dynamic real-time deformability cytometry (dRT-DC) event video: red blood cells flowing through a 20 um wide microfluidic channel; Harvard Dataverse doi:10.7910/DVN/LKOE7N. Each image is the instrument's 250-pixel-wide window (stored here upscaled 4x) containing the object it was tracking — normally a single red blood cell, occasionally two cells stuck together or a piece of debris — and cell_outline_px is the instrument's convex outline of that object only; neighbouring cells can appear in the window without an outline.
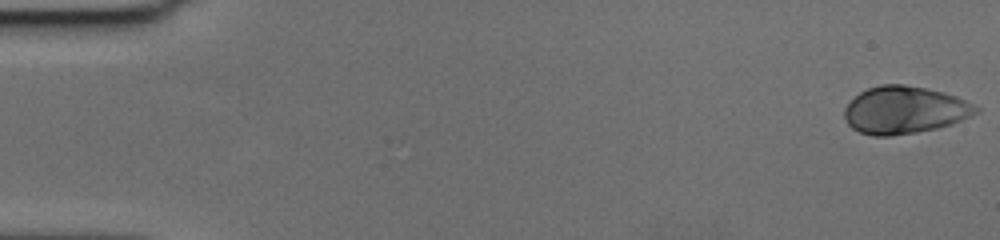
{"species": "human", "species_latin": "Homo sapiens", "temperature_condition": "cold", "stored_images_in_passage": 58, "camera_frame_rate_fps": 3000, "um_per_image_px": 0.085, "donor": {"sex": "female"}, "frame": {"image": 1, "passage_image": 1, "time_ms": 0.0, "image_size_px": [1000, 240], "cell_outline_px": [[980, 112], [952, 124], [936, 128], [916, 132], [892, 136], [872, 136], [860, 132], [852, 128], [848, 124], [844, 116], [844, 108], [860, 92], [868, 88], [880, 84], [904, 84], [944, 92], [956, 96], [980, 108]], "centroid_in_image_um": [76.88, 9.35], "position_along_channel_um": 8.1, "area_um2": 36.3}}
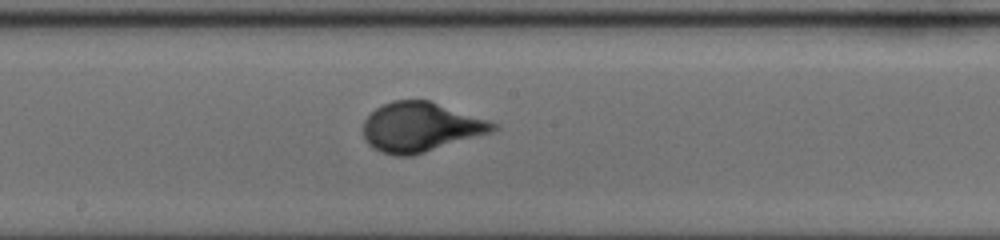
{"frame": {"image": 2, "passage_image": 32, "time_ms": 10.333, "image_size_px": [1000, 240], "cell_outline_px": [[500, 128], [492, 132], [412, 156], [396, 156], [380, 152], [372, 148], [364, 140], [364, 120], [376, 108], [392, 100], [428, 100], [500, 124]], "centroid_in_image_um": [35.75, 10.81], "position_along_channel_um": 212.5, "area_um2": 37.4}}
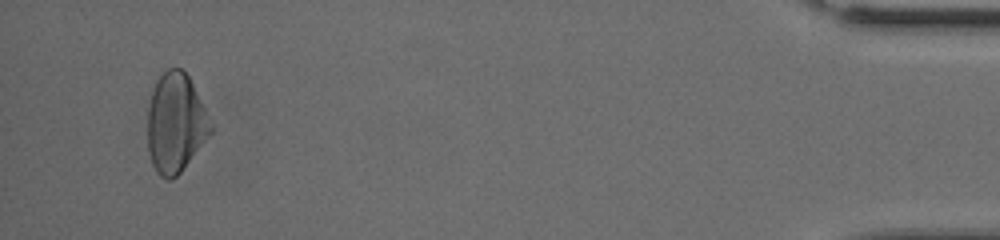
{"frame": {"image": 3, "passage_image": 56, "time_ms": 18.333, "image_size_px": [1000, 240], "cell_outline_px": [[216, 128], [180, 172], [172, 180], [168, 180], [160, 176], [156, 172], [152, 164], [148, 152], [148, 108], [152, 92], [156, 80], [168, 68], [180, 68], [188, 76]], "centroid_in_image_um": [14.94, 10.48], "position_along_channel_um": 420.3, "area_um2": 36.65}, "authors_computed_cell_mechanics": {"area_um2": 35.6626, "velocity_mm_per_s": 3.5547, "shape_relaxation_time_tau1_ms": 3.4719, "shape_relaxation_time_tau2_ms": null, "deformation_change_tau1": 0.1825, "deformation_change_tau2": null}}